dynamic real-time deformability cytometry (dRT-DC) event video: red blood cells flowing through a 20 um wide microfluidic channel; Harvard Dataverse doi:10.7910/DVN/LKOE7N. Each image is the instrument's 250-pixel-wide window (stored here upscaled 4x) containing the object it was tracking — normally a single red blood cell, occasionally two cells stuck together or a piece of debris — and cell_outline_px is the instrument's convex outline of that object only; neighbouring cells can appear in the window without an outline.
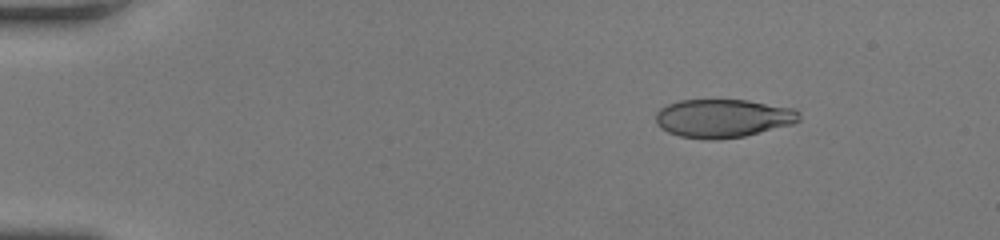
{"species": "human", "species_latin": "Homo sapiens", "temperature_condition": "room temperature", "stored_images_in_passage": 50, "camera_frame_rate_fps": 3000, "um_per_image_px": 0.085, "donor": {"sex": "female"}, "frame": {"image": 1, "passage_image": 8, "time_ms": 2.333, "image_size_px": [1000, 240], "cell_outline_px": [[800, 120], [792, 124], [744, 136], [716, 140], [708, 140], [680, 136], [668, 132], [660, 128], [656, 124], [656, 112], [660, 108], [668, 104], [680, 100], [748, 100], [796, 108], [800, 112]], "centroid_in_image_um": [61.46, 10.05], "position_along_channel_um": 23.5, "area_um2": 32.31}}
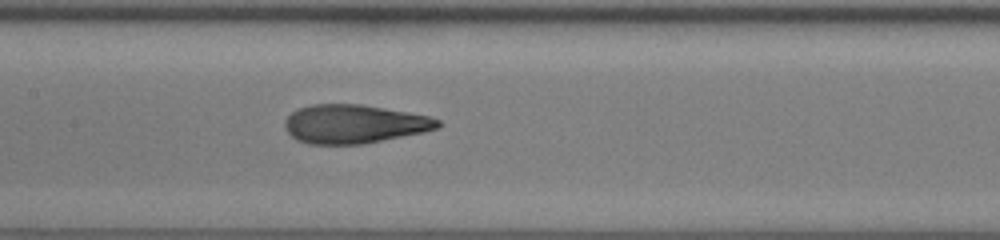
{"frame": {"image": 2, "passage_image": 26, "time_ms": 8.333, "image_size_px": [1000, 240], "cell_outline_px": [[440, 128], [424, 132], [360, 144], [308, 144], [296, 140], [284, 128], [284, 120], [292, 112], [300, 108], [312, 104], [360, 104], [408, 112], [428, 116], [440, 120]], "centroid_in_image_um": [30.08, 10.54], "position_along_channel_um": 177.3, "area_um2": 34.39}}
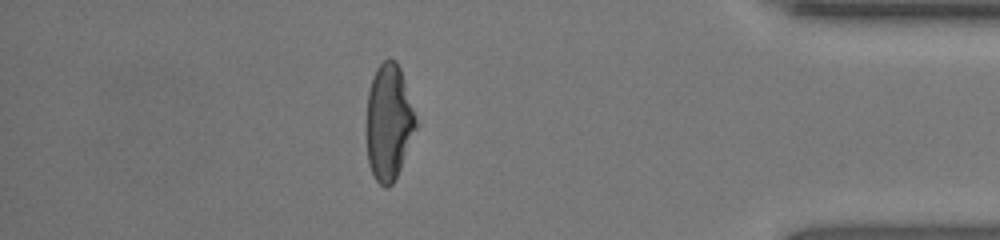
{"frame": {"image": 3, "passage_image": 44, "time_ms": 14.333, "image_size_px": [1000, 240], "cell_outline_px": [[420, 124], [400, 168], [392, 184], [388, 188], [384, 188], [376, 180], [368, 164], [368, 92], [372, 76], [376, 68], [384, 60], [396, 60], [400, 68]], "centroid_in_image_um": [33.1, 10.39], "position_along_channel_um": 402.1, "area_um2": 33.52}, "authors_computed_cell_mechanics": {"area_um2": 34.0153, "velocity_mm_per_s": 4.3088, "shape_relaxation_time_tau1_ms": null, "shape_relaxation_time_tau2_ms": 1.0169, "deformation_change_tau1": null, "deformation_change_tau2": 0.086}}